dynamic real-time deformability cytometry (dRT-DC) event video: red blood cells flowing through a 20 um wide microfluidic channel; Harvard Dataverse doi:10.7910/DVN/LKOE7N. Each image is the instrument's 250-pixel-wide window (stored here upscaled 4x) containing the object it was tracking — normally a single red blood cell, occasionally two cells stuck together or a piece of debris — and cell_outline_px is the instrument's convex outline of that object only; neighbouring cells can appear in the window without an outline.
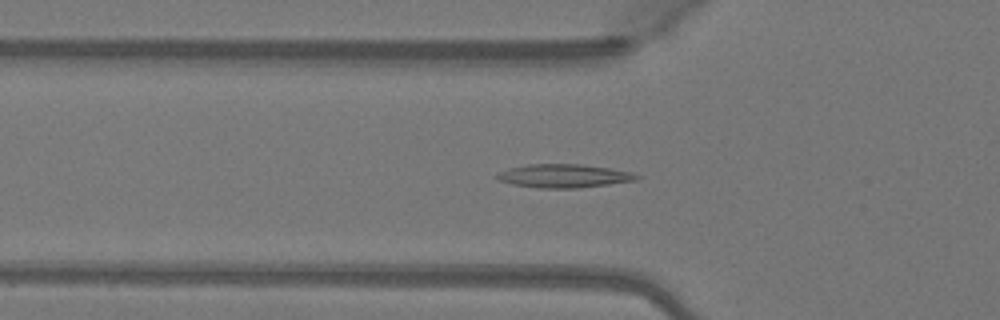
{"species": "Egyptian fruit bat (a non-hibernating species)", "species_latin": "Rousettus aegyptiacus", "temperature_condition": "warm", "stored_images_in_passage": 49, "camera_frame_rate_fps": 3000, "um_per_image_px": 0.085, "animal": {"sex": "female"}, "frame": {"image": 1, "passage_image": 17, "time_ms": 5.333, "image_size_px": [1000, 320], "cell_outline_px": [[640, 176], [636, 180], [580, 188], [536, 188], [512, 184], [500, 180], [496, 176], [500, 172], [508, 168], [528, 164], [580, 164], [608, 168], [632, 172]], "centroid_in_image_um": [47.92, 14.95], "position_along_channel_um": 77.9, "area_um2": 18.96}}
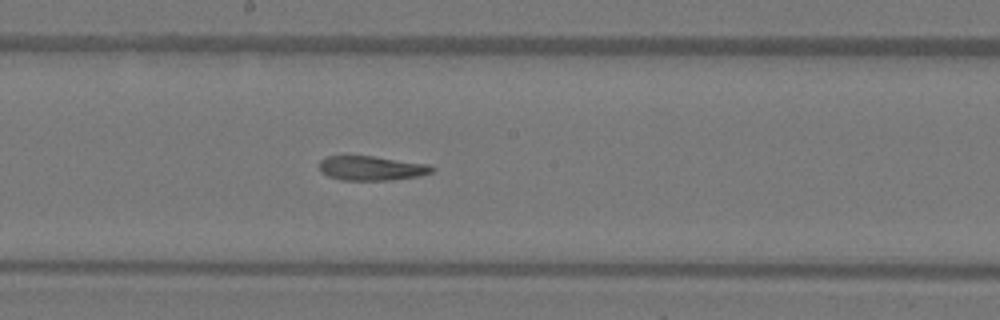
{"frame": {"image": 2, "passage_image": 27, "time_ms": 8.667, "image_size_px": [1000, 320], "cell_outline_px": [[436, 168], [432, 172], [420, 176], [388, 180], [340, 180], [328, 176], [320, 172], [320, 160], [328, 156], [372, 156], [428, 164]], "centroid_in_image_um": [31.57, 14.3], "position_along_channel_um": 216.6, "area_um2": 16.01}}
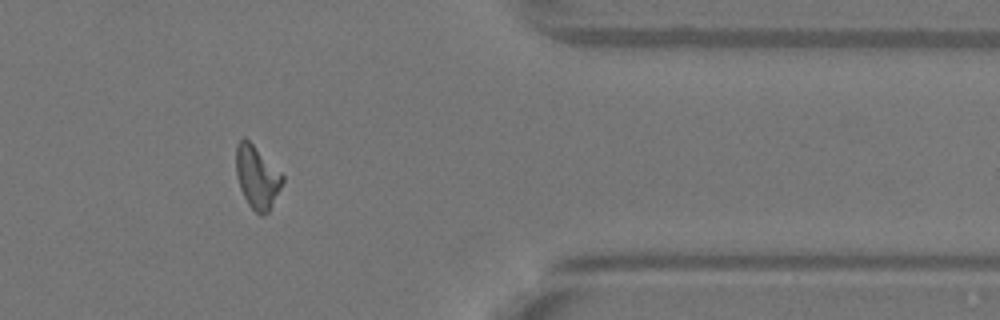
{"frame": {"image": 3, "passage_image": 41, "time_ms": 13.333, "image_size_px": [1000, 320], "cell_outline_px": [[284, 180], [268, 212], [264, 216], [260, 216], [248, 204], [240, 188], [236, 176], [236, 144], [244, 136], [284, 176]], "centroid_in_image_um": [21.83, 15.07], "position_along_channel_um": 389.6, "area_um2": 16.7}, "authors_computed_cell_mechanics": {"area_um2": 16.9932, "velocity_mm_per_s": 4.1336, "shape_relaxation_time_tau1_ms": null, "shape_relaxation_time_tau2_ms": 2.156, "deformation_change_tau1": null, "deformation_change_tau2": 0.09}}